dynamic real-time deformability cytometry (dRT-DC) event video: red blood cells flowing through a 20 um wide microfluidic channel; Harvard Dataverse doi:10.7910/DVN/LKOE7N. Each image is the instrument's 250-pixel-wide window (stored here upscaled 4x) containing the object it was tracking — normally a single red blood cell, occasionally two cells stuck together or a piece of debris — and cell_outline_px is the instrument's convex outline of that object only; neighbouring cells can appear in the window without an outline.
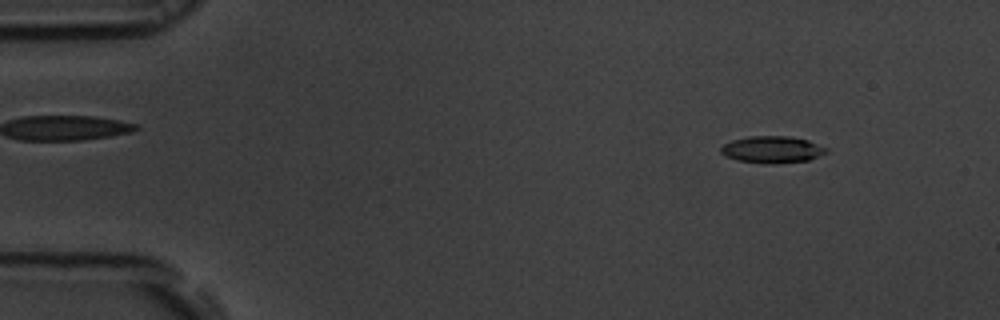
{"species": "common noctule bat (a hibernating species)", "species_latin": "Nyctalus noctula", "temperature_condition": "room temperature", "stored_images_in_passage": 24, "camera_frame_rate_fps": 3000, "um_per_image_px": 0.085, "animal": {"sex": "male", "body_mass_g": 19.5, "forearm_length_mm": 54.6}, "frame": {"image": 1, "passage_image": 6, "time_ms": 1.667, "image_size_px": [1000, 320], "cell_outline_px": [[828, 152], [808, 160], [776, 164], [764, 164], [736, 160], [724, 156], [720, 152], [720, 148], [724, 144], [732, 140], [748, 136], [788, 136], [808, 140], [828, 148]], "centroid_in_image_um": [65.61, 12.72], "position_along_channel_um": 19.4, "area_um2": 16.7}}
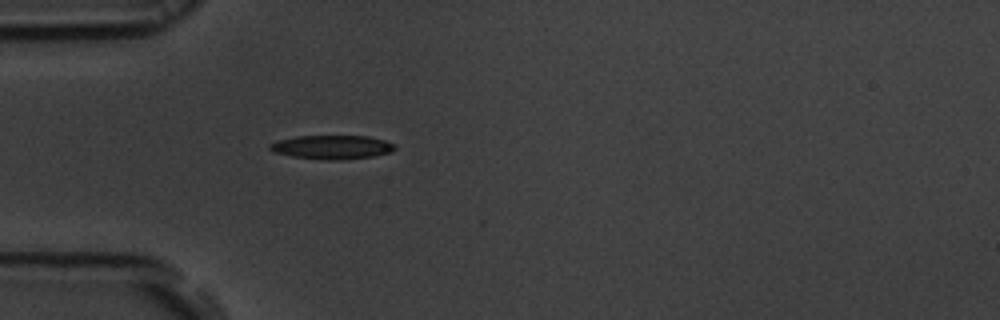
{"frame": {"image": 2, "passage_image": 16, "time_ms": 5.0, "image_size_px": [1000, 320], "cell_outline_px": [[396, 148], [388, 152], [372, 156], [340, 160], [324, 160], [292, 156], [272, 152], [268, 148], [268, 144], [276, 140], [296, 136], [368, 136], [384, 140], [396, 144]], "centroid_in_image_um": [28.16, 12.5], "position_along_channel_um": 56.8, "area_um2": 17.46}}
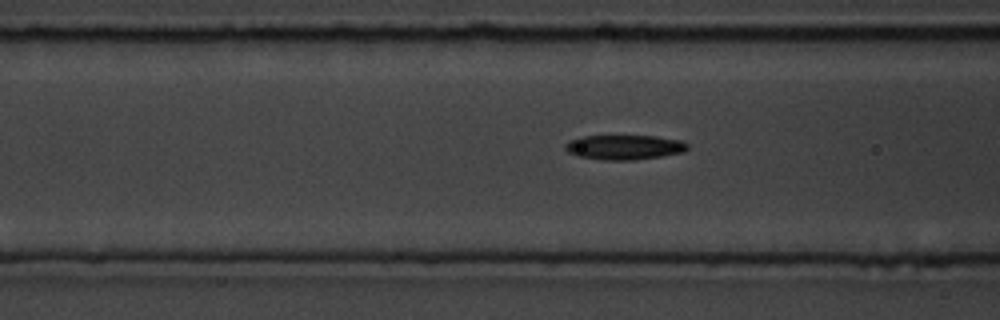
{"frame": {"image": 3, "passage_image": 21, "time_ms": 6.667, "image_size_px": [1000, 320], "cell_outline_px": [[688, 148], [684, 152], [636, 160], [604, 160], [576, 156], [568, 152], [564, 148], [564, 144], [580, 136], [656, 136], [680, 140], [688, 144]], "centroid_in_image_um": [53.05, 12.52], "position_along_channel_um": 113.5, "area_um2": 17.63}}